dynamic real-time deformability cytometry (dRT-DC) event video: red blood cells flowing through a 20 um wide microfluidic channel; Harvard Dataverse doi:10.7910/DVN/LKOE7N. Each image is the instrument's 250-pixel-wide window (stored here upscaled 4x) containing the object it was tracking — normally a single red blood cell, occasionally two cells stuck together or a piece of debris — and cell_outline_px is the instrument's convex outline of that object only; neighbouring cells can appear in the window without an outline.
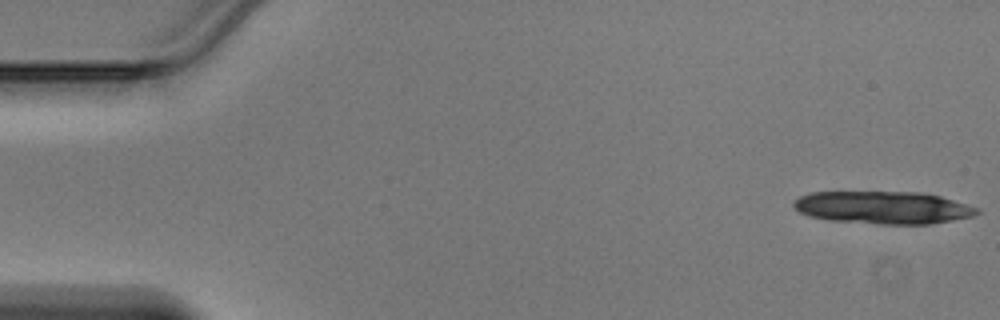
{"species": "Egyptian fruit bat (a non-hibernating species)", "species_latin": "Rousettus aegyptiacus", "temperature_condition": "warm", "stored_images_in_passage": 12, "camera_frame_rate_fps": 3000, "um_per_image_px": 0.085, "animal": {"sex": "male"}, "frame": {"image": 1, "passage_image": 1, "time_ms": 0.0, "image_size_px": [1000, 320], "cell_outline_px": [[980, 212], [972, 216], [932, 224], [876, 224], [828, 220], [808, 216], [792, 208], [792, 200], [800, 196], [812, 192], [920, 192], [940, 196], [980, 208]], "centroid_in_image_um": [75.02, 17.64], "position_along_channel_um": 10.0, "area_um2": 35.08}}